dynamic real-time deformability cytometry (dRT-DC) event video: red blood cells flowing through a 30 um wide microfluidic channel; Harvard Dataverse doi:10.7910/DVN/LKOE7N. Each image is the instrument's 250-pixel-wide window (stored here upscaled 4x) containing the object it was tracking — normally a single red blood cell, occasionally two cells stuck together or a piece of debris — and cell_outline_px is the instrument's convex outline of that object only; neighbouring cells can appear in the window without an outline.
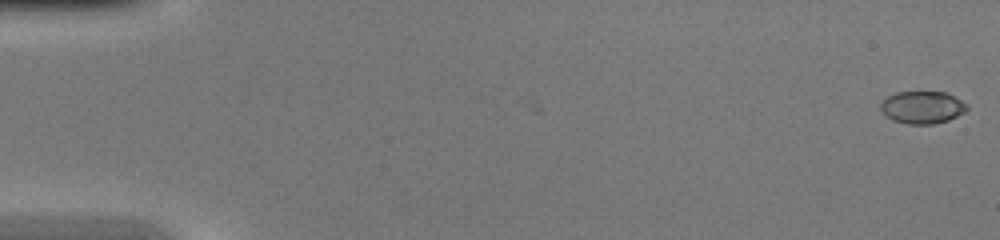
{"species": "common noctule bat (a hibernating species)", "species_latin": "Nyctalus noctula", "temperature_condition": "warm", "stored_images_in_passage": 4, "camera_frame_rate_fps": 3000, "um_per_image_px": 0.085, "animal": {"sex": "female", "body_mass_g": 20.0, "forearm_length_mm": 54.0}, "frame": {"image": 1, "passage_image": 1, "time_ms": 0.0, "image_size_px": [1000, 240], "cell_outline_px": [[968, 108], [964, 112], [948, 120], [932, 124], [908, 124], [892, 120], [880, 108], [880, 104], [888, 96], [896, 92], [948, 92], [968, 104]], "centroid_in_image_um": [78.43, 9.11], "position_along_channel_um": 6.6, "area_um2": 16.24}}